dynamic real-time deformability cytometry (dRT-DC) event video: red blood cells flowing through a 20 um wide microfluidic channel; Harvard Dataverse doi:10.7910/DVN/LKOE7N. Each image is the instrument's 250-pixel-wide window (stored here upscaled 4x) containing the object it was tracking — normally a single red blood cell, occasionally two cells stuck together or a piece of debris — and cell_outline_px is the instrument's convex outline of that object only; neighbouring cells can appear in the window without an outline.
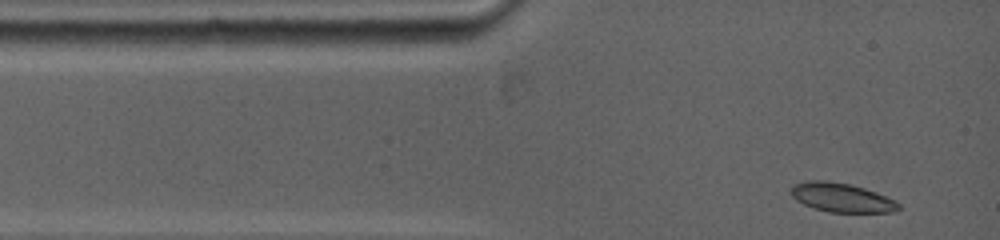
{"species": "common noctule bat (a hibernating species)", "species_latin": "Nyctalus noctula", "temperature_condition": "warm", "stored_images_in_passage": 27, "camera_frame_rate_fps": 5000, "um_per_image_px": 0.085, "animal": {"sex": "female", "body_mass_g": 19.0, "forearm_length_mm": 53.3}, "frame": {"image": 1, "passage_image": 1, "time_ms": 0.0, "image_size_px": [1000, 240], "cell_outline_px": [[900, 208], [892, 212], [828, 212], [812, 208], [796, 200], [788, 192], [792, 184], [808, 180], [828, 180], [852, 184], [876, 192], [896, 200], [900, 204]], "centroid_in_image_um": [71.49, 16.78], "position_along_channel_um": 13.5, "area_um2": 18.55}}
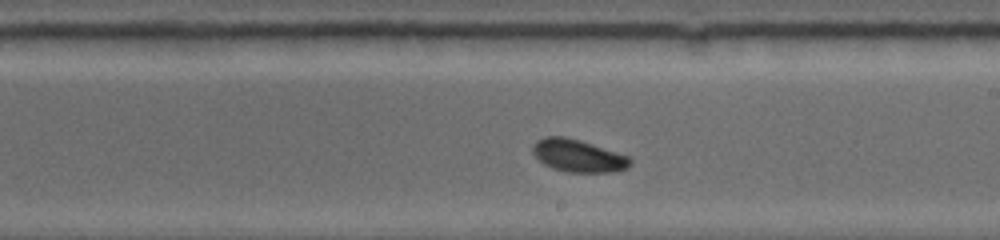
{"frame": {"image": 2, "passage_image": 16, "time_ms": 6.6, "image_size_px": [1000, 240], "cell_outline_px": [[632, 164], [628, 168], [616, 172], [568, 172], [552, 168], [544, 164], [532, 152], [532, 148], [536, 140], [544, 136], [564, 136], [580, 140], [628, 156], [632, 160]], "centroid_in_image_um": [49.15, 13.24], "position_along_channel_um": 239.9, "area_um2": 18.5}}
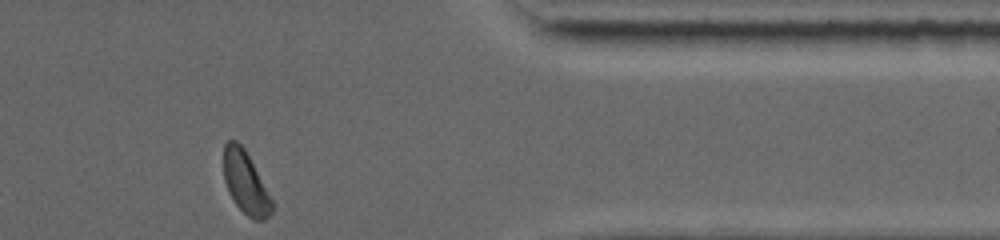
{"frame": {"image": 3, "passage_image": 27, "time_ms": 11.0, "image_size_px": [1000, 240], "cell_outline_px": [[272, 212], [264, 220], [252, 220], [236, 204], [228, 192], [224, 180], [224, 144], [228, 140], [236, 140], [244, 148], [272, 200]], "centroid_in_image_um": [20.85, 15.53], "position_along_channel_um": 390.6, "area_um2": 17.17}, "authors_computed_cell_mechanics": {"area_um2": 18.3226, "velocity_mm_per_s": 3.8892, "shape_relaxation_time_tau1_ms": 2.6555, "shape_relaxation_time_tau2_ms": null, "deformation_change_tau1": 0.079, "deformation_change_tau2": null}}